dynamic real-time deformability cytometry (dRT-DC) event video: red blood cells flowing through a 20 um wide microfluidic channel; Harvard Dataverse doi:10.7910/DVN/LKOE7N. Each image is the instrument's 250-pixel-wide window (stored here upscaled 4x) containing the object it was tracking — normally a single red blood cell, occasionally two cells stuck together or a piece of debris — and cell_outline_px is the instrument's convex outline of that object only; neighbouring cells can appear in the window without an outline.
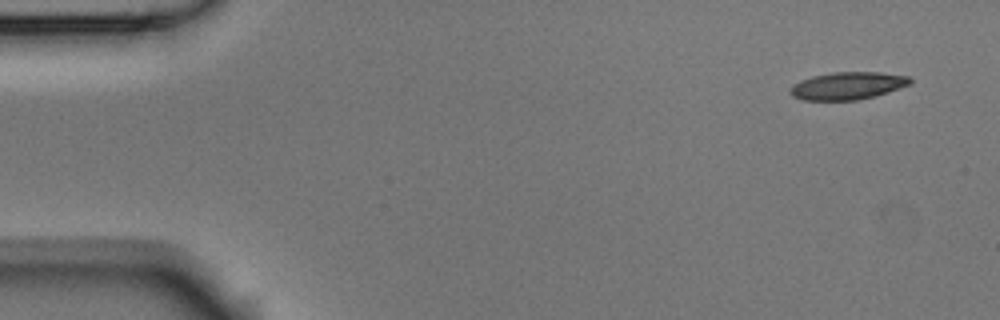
{"species": "Egyptian fruit bat (a non-hibernating species)", "species_latin": "Rousettus aegyptiacus", "temperature_condition": "room temperature", "stored_images_in_passage": 5, "camera_frame_rate_fps": 3000, "um_per_image_px": 0.085, "animal": {"sex": "male"}, "frame": {"image": 1, "passage_image": 1, "time_ms": 0.0, "image_size_px": [1000, 320], "cell_outline_px": [[912, 84], [888, 92], [856, 100], [804, 100], [792, 96], [788, 92], [792, 84], [800, 80], [812, 76], [832, 72], [880, 72], [908, 76], [912, 80]], "centroid_in_image_um": [72.03, 7.28], "position_along_channel_um": 13.0, "area_um2": 19.31}}
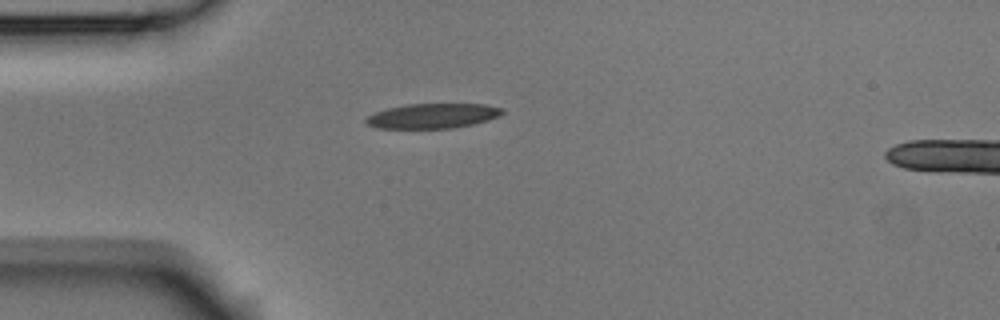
{"frame": {"image": 2, "passage_image": 4, "time_ms": 1.0, "image_size_px": [1000, 320], "cell_outline_px": [[504, 112], [500, 116], [488, 120], [472, 124], [452, 128], [380, 128], [368, 124], [364, 120], [368, 116], [376, 112], [388, 108], [408, 104], [484, 104], [504, 108]], "centroid_in_image_um": [36.83, 9.84], "position_along_channel_um": 48.2, "area_um2": 19.59}}